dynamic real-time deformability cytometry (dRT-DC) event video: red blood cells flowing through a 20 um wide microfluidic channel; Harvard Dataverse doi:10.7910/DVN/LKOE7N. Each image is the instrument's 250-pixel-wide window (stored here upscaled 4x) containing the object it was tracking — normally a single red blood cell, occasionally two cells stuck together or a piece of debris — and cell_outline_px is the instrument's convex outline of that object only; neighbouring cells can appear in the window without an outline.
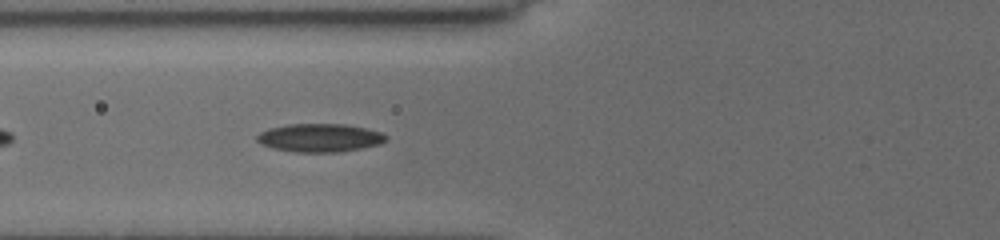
{"species": "common noctule bat (a hibernating species)", "species_latin": "Nyctalus noctula", "temperature_condition": "cold", "stored_images_in_passage": 42, "camera_frame_rate_fps": 3000, "um_per_image_px": 0.085, "animal": {"sex": "female", "body_mass_g": 19.5, "forearm_length_mm": 54.1}, "frame": {"image": 1, "passage_image": 6, "time_ms": 1.667, "image_size_px": [1000, 240], "cell_outline_px": [[388, 136], [380, 144], [340, 152], [296, 152], [272, 148], [260, 144], [256, 140], [256, 136], [260, 132], [268, 128], [288, 124], [344, 124], [364, 128], [380, 132]], "centroid_in_image_um": [27.12, 11.71], "position_along_channel_um": 98.7, "area_um2": 21.21}}
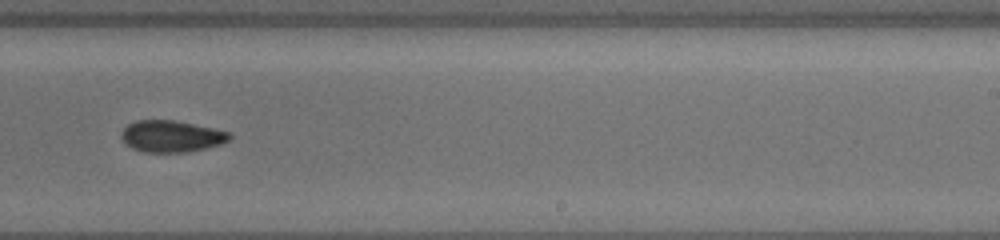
{"frame": {"image": 2, "passage_image": 20, "time_ms": 6.333, "image_size_px": [1000, 240], "cell_outline_px": [[232, 136], [228, 140], [220, 144], [188, 152], [144, 152], [132, 148], [120, 136], [120, 132], [128, 124], [136, 120], [172, 120], [212, 128], [228, 132]], "centroid_in_image_um": [14.53, 11.58], "position_along_channel_um": 274.5, "area_um2": 19.65}}
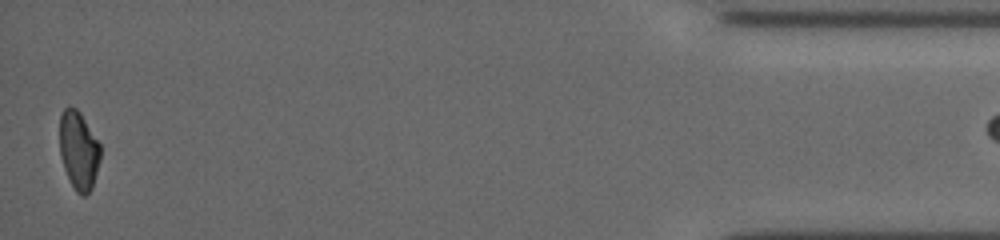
{"frame": {"image": 3, "passage_image": 41, "time_ms": 12.333, "image_size_px": [1000, 240], "cell_outline_px": [[100, 160], [92, 188], [84, 196], [80, 196], [76, 192], [64, 168], [60, 156], [60, 116], [64, 108], [76, 108], [80, 112], [100, 144]], "centroid_in_image_um": [6.69, 12.8], "position_along_channel_um": 428.5, "area_um2": 18.44}}